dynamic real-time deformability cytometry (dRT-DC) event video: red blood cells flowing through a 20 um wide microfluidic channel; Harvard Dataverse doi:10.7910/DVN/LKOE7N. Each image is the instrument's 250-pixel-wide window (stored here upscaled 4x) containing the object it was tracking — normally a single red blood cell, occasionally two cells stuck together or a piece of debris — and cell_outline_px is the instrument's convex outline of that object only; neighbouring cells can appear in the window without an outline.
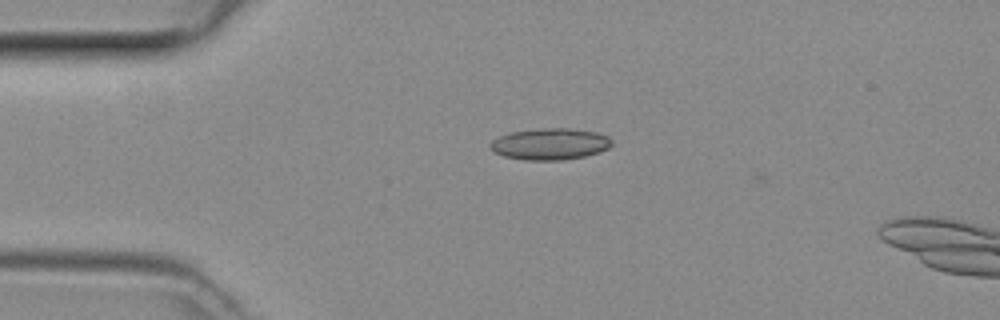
{"species": "common noctule bat (a hibernating species)", "species_latin": "Nyctalus noctula", "temperature_condition": "room temperature", "stored_images_in_passage": 5, "camera_frame_rate_fps": 3000, "um_per_image_px": 0.085, "animal": {"sex": "female", "body_mass_g": 29.2, "forearm_length_mm": 56.3}, "frame": {"image": 1, "passage_image": 1, "time_ms": 0.0, "image_size_px": [1000, 320], "cell_outline_px": [[612, 144], [608, 148], [600, 152], [584, 156], [560, 160], [524, 160], [504, 156], [492, 152], [488, 148], [488, 144], [492, 140], [508, 132], [540, 128], [568, 128], [596, 132], [608, 136], [612, 140]], "centroid_in_image_um": [46.71, 12.24], "position_along_channel_um": 38.3, "area_um2": 22.54}}